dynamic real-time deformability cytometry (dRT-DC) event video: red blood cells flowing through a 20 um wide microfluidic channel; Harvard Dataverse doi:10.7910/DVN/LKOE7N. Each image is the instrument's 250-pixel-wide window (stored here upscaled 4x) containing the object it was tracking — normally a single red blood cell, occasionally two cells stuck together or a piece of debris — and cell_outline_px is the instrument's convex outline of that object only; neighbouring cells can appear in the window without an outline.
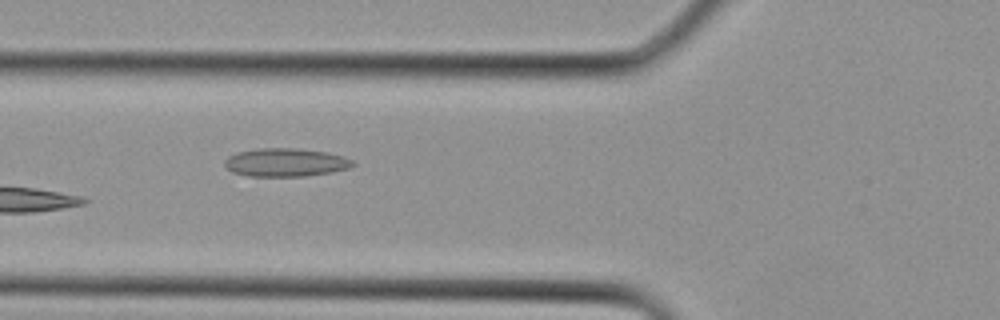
{"species": "Egyptian fruit bat (a non-hibernating species)", "species_latin": "Rousettus aegyptiacus", "temperature_condition": "cold", "stored_images_in_passage": 4, "camera_frame_rate_fps": 3000, "um_per_image_px": 0.085, "animal": {"sex": "female"}, "frame": {"image": 1, "passage_image": 4, "time_ms": 1.0, "image_size_px": [1000, 320], "cell_outline_px": [[356, 164], [348, 168], [332, 172], [304, 176], [248, 176], [232, 172], [224, 164], [224, 160], [228, 156], [236, 152], [260, 148], [296, 148], [328, 152], [344, 156], [352, 160]], "centroid_in_image_um": [24.28, 13.8], "position_along_channel_um": 101.5, "area_um2": 21.21}}